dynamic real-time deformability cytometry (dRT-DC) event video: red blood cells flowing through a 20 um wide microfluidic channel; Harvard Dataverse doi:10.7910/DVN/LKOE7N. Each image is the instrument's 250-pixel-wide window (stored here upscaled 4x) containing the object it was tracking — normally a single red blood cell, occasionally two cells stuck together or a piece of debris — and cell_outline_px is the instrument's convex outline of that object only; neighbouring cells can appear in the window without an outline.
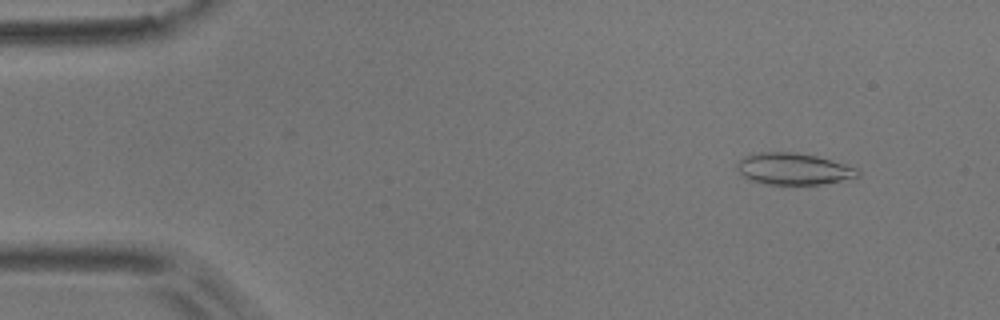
{"species": "common noctule bat (a hibernating species)", "species_latin": "Nyctalus noctula", "temperature_condition": "room temperature", "stored_images_in_passage": 8, "camera_frame_rate_fps": 3000, "um_per_image_px": 0.085, "animal": {"sex": "male", "body_mass_g": 17.9}, "frame": {"image": 1, "passage_image": 2, "time_ms": 0.333, "image_size_px": [1000, 320], "cell_outline_px": [[860, 176], [820, 184], [768, 184], [752, 180], [744, 176], [740, 172], [736, 164], [744, 156], [760, 152], [796, 152], [816, 156], [860, 168]], "centroid_in_image_um": [67.48, 14.34], "position_along_channel_um": 17.5, "area_um2": 22.02}}
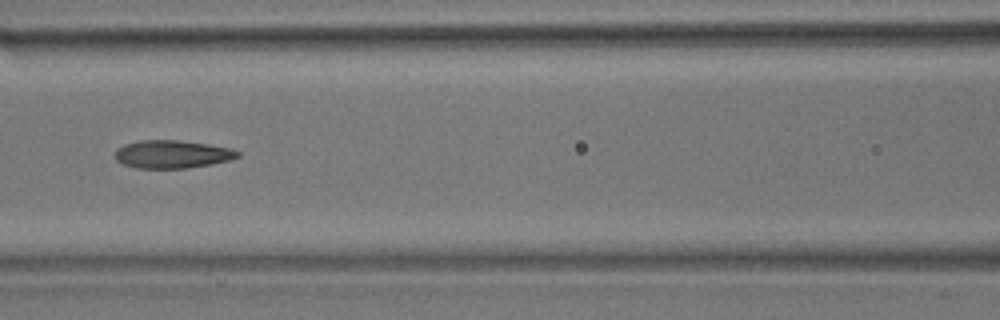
{"frame": {"image": 2, "passage_image": 6, "time_ms": 1.667, "image_size_px": [1000, 320], "cell_outline_px": [[240, 156], [232, 160], [212, 164], [188, 168], [136, 168], [124, 164], [116, 160], [112, 156], [116, 148], [124, 144], [140, 140], [180, 140], [208, 144], [232, 148], [240, 152]], "centroid_in_image_um": [14.63, 13.1], "position_along_channel_um": 152.0, "area_um2": 20.35}}
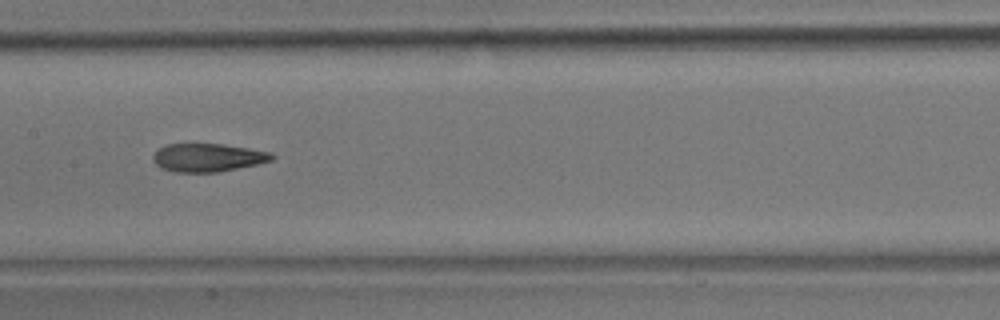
{"frame": {"image": 3, "passage_image": 7, "time_ms": 2.0, "image_size_px": [1000, 320], "cell_outline_px": [[276, 156], [272, 160], [256, 164], [216, 172], [172, 172], [160, 168], [152, 160], [152, 156], [160, 148], [168, 144], [220, 144], [248, 148], [272, 152]], "centroid_in_image_um": [17.65, 13.4], "position_along_channel_um": 189.8, "area_um2": 19.42}}